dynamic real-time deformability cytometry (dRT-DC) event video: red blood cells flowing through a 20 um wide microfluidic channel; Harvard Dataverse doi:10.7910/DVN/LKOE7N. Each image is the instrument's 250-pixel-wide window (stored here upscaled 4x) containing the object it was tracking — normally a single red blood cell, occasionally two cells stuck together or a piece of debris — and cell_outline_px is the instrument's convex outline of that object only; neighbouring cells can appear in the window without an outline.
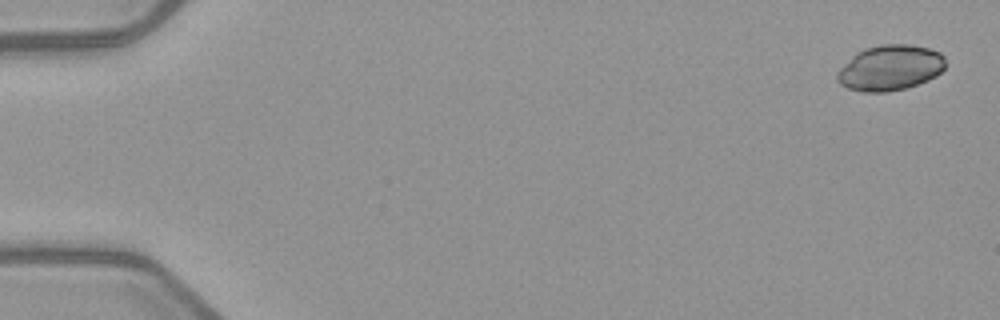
{"species": "common noctule bat (a hibernating species)", "species_latin": "Nyctalus noctula", "temperature_condition": "warm", "stored_images_in_passage": 5, "segment_of_instrument_passage": [2, 2], "camera_frame_rate_fps": 3000, "um_per_image_px": 0.085, "animal": {"sex": "female", "body_mass_g": 21.9}, "frame": {"image": 1, "passage_image": 5, "time_ms": 5.667, "image_size_px": [1000, 320], "cell_outline_px": [[944, 68], [936, 76], [928, 80], [904, 88], [888, 92], [864, 92], [848, 88], [840, 84], [836, 80], [836, 72], [856, 52], [864, 48], [880, 44], [908, 44], [928, 48], [940, 52], [944, 56]], "centroid_in_image_um": [75.63, 5.76], "position_along_channel_um": 9.4, "area_um2": 28.73}}